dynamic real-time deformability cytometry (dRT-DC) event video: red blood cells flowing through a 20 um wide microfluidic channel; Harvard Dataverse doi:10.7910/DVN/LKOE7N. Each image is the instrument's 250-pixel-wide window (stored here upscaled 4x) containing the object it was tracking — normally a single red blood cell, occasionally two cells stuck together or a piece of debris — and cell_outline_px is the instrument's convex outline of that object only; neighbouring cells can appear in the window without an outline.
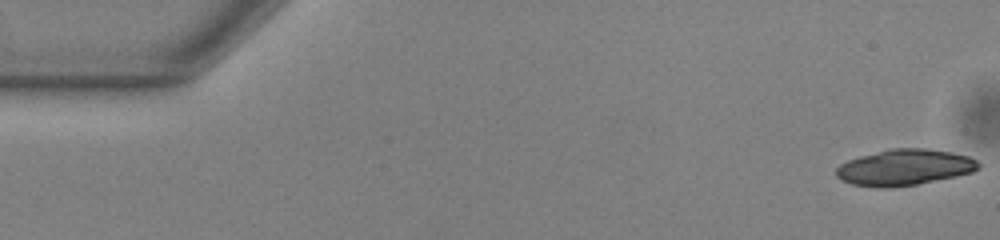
{"species": "common noctule bat (a hibernating species)", "species_latin": "Nyctalus noctula", "temperature_condition": "warm", "stored_images_in_passage": 53, "camera_frame_rate_fps": 3000, "um_per_image_px": 0.085, "animal": {"sex": "male", "body_mass_g": 13.0, "forearm_length_mm": 53.1}, "frame": {"image": 1, "passage_image": 1, "time_ms": 0.0, "image_size_px": [1000, 240], "cell_outline_px": [[980, 168], [972, 172], [956, 176], [916, 184], [892, 188], [880, 188], [852, 184], [840, 180], [836, 176], [836, 168], [840, 164], [848, 160], [860, 156], [888, 148], [924, 148], [952, 152], [968, 156], [976, 160], [980, 164]], "centroid_in_image_um": [76.86, 14.22], "position_along_channel_um": 8.1, "area_um2": 30.0}}
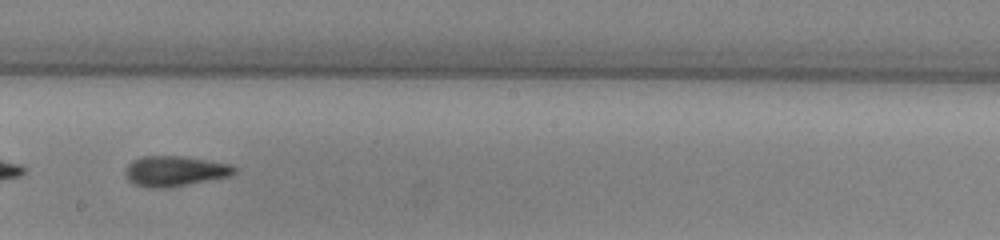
{"frame": {"image": 2, "passage_image": 30, "time_ms": 9.667, "image_size_px": [1000, 240], "cell_outline_px": [[236, 172], [232, 176], [172, 188], [148, 188], [132, 184], [128, 180], [124, 172], [128, 164], [132, 160], [144, 156], [180, 156], [208, 160], [232, 164], [236, 168]], "centroid_in_image_um": [14.87, 14.56], "position_along_channel_um": 233.3, "area_um2": 19.71}}
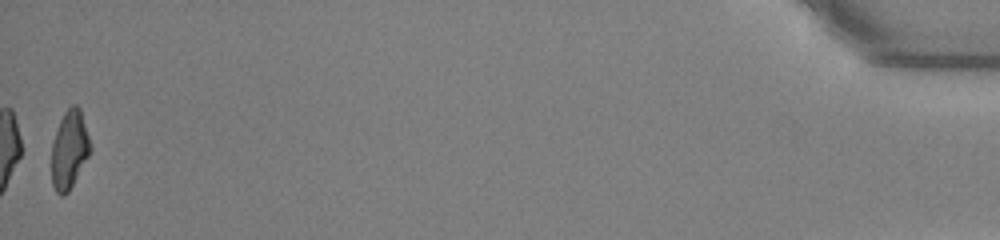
{"frame": {"image": 3, "passage_image": 53, "time_ms": 17.333, "image_size_px": [1000, 240], "cell_outline_px": [[92, 148], [88, 156], [68, 192], [64, 196], [60, 196], [56, 192], [52, 184], [52, 144], [60, 120], [64, 112], [72, 104], [76, 104], [80, 108]], "centroid_in_image_um": [5.89, 12.72], "position_along_channel_um": 429.3, "area_um2": 17.46}, "authors_computed_cell_mechanics": {"area_um2": 19.1318, "velocity_mm_per_s": 3.8663, "shape_relaxation_time_tau1_ms": 6.0272, "shape_relaxation_time_tau2_ms": 2.8905, "deformation_change_tau1": 0.1816, "deformation_change_tau2": 0.1079}}